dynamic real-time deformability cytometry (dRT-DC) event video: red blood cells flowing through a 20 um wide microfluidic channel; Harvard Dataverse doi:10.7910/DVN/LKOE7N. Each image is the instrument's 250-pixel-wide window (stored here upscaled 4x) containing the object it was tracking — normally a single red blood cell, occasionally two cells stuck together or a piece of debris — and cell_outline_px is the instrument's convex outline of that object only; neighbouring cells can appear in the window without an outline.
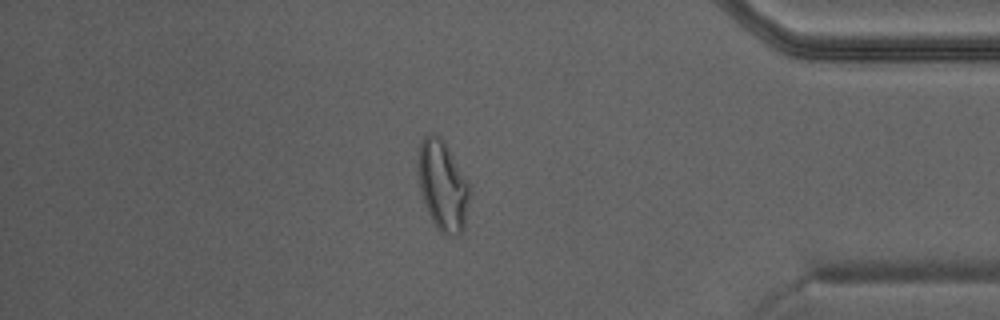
{"species": "Egyptian fruit bat (a non-hibernating species)", "species_latin": "Rousettus aegyptiacus", "temperature_condition": "warm", "stored_images_in_passage": 42, "camera_frame_rate_fps": 3000, "um_per_image_px": 0.085, "animal": {"sex": "male"}, "frame": {"image": 1, "passage_image": 36, "time_ms": 11.667, "image_size_px": [1000, 320], "cell_outline_px": [[472, 192], [464, 232], [460, 236], [448, 236], [440, 232], [436, 228], [428, 212], [420, 188], [416, 164], [416, 160], [420, 140], [424, 136], [436, 132], [440, 136], [468, 184]], "centroid_in_image_um": [37.63, 15.83], "position_along_channel_um": 397.6, "area_um2": 27.4}}